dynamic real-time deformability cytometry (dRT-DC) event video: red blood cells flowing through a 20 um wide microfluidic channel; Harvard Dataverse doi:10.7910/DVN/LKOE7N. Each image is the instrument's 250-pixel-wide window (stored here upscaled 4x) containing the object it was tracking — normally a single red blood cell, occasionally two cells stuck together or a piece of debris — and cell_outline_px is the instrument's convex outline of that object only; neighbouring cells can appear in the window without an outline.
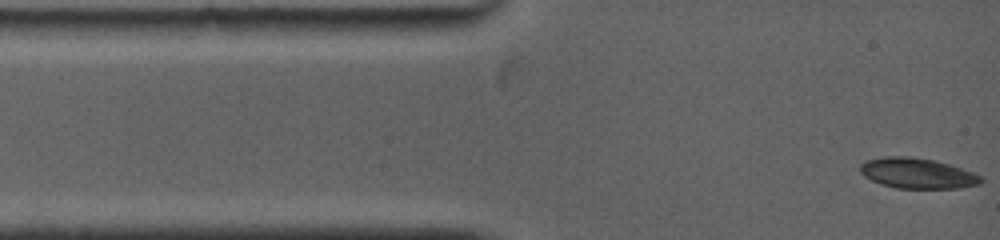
{"species": "common noctule bat (a hibernating species)", "species_latin": "Nyctalus noctula", "temperature_condition": "warm", "stored_images_in_passage": 8, "camera_frame_rate_fps": 5000, "um_per_image_px": 0.085, "animal": {"sex": "female", "body_mass_g": 19.0, "forearm_length_mm": 53.3}, "frame": {"image": 1, "passage_image": 1, "time_ms": 0.0, "image_size_px": [1000, 240], "cell_outline_px": [[984, 180], [980, 184], [960, 188], [896, 188], [880, 184], [864, 176], [860, 172], [860, 164], [864, 160], [884, 156], [908, 156], [932, 160], [948, 164], [972, 172], [980, 176]], "centroid_in_image_um": [77.93, 14.73], "position_along_channel_um": 7.1, "area_um2": 21.39}}
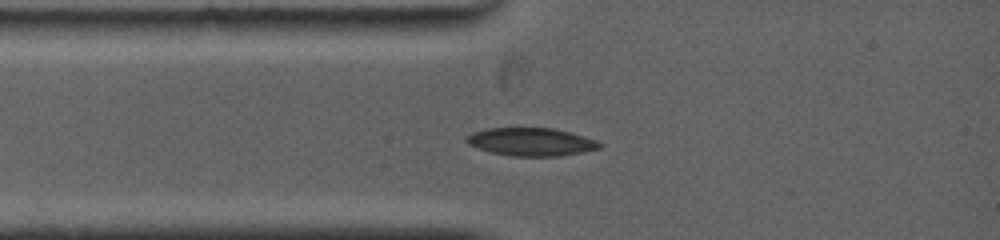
{"frame": {"image": 2, "passage_image": 7, "time_ms": 2.0, "image_size_px": [1000, 240], "cell_outline_px": [[604, 144], [600, 148], [560, 156], [512, 156], [492, 152], [476, 148], [468, 144], [464, 140], [472, 132], [488, 128], [552, 128], [572, 132], [596, 140]], "centroid_in_image_um": [45.15, 12.05], "position_along_channel_um": 39.9, "area_um2": 21.73}}